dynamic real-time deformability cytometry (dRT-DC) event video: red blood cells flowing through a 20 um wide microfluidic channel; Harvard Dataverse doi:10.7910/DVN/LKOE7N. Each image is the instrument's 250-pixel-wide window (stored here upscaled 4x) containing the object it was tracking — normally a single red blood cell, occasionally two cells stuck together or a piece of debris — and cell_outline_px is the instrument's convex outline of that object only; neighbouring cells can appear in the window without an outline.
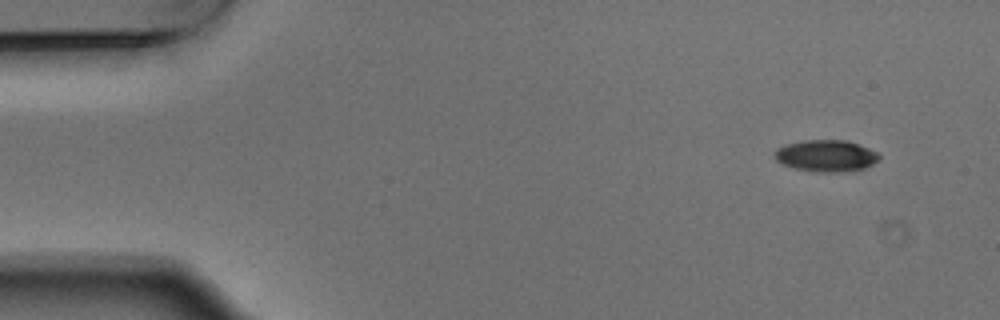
{"species": "Egyptian fruit bat (a non-hibernating species)", "species_latin": "Rousettus aegyptiacus", "temperature_condition": "warm", "stored_images_in_passage": 3, "camera_frame_rate_fps": 3000, "um_per_image_px": 0.085, "animal": {"sex": "male"}, "frame": {"image": 1, "passage_image": 1, "time_ms": 0.0, "image_size_px": [1000, 320], "cell_outline_px": [[880, 156], [872, 164], [864, 168], [840, 172], [816, 172], [796, 168], [780, 164], [772, 156], [776, 148], [788, 144], [804, 140], [848, 140], [868, 148], [876, 152]], "centroid_in_image_um": [70.16, 13.24], "position_along_channel_um": 14.8, "area_um2": 19.25}}